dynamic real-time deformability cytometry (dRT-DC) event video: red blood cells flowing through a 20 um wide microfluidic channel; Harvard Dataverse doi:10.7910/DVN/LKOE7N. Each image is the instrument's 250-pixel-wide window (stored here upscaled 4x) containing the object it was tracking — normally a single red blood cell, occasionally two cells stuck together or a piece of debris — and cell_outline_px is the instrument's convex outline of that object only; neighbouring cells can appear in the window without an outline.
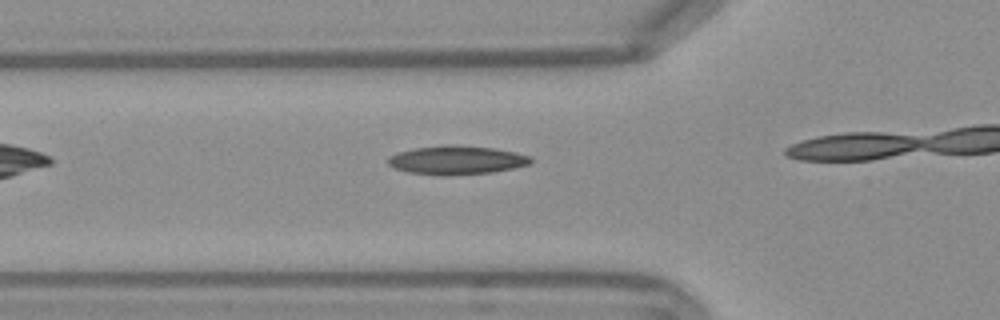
{"species": "Egyptian fruit bat (a non-hibernating species)", "species_latin": "Rousettus aegyptiacus", "temperature_condition": "warm", "stored_images_in_passage": 6, "camera_frame_rate_fps": 3000, "um_per_image_px": 0.085, "frame": {"image": 1, "passage_image": 2, "time_ms": 0.333, "image_size_px": [1000, 320], "cell_outline_px": [[532, 160], [528, 164], [512, 168], [492, 172], [444, 176], [408, 172], [392, 168], [388, 164], [388, 156], [396, 152], [416, 148], [444, 144], [448, 144], [492, 148], [516, 152], [532, 156]], "centroid_in_image_um": [38.76, 13.61], "position_along_channel_um": 87.0, "area_um2": 23.99}}
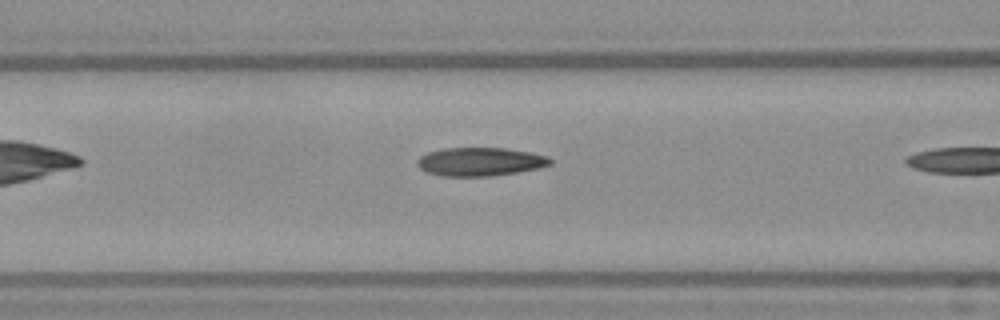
{"frame": {"image": 2, "passage_image": 5, "time_ms": 1.333, "image_size_px": [1000, 320], "cell_outline_px": [[552, 164], [536, 168], [516, 172], [492, 176], [444, 176], [428, 172], [420, 168], [416, 164], [416, 160], [420, 156], [428, 152], [444, 148], [504, 148], [528, 152], [548, 156], [552, 160]], "centroid_in_image_um": [40.79, 13.74], "position_along_channel_um": 125.8, "area_um2": 21.91}}